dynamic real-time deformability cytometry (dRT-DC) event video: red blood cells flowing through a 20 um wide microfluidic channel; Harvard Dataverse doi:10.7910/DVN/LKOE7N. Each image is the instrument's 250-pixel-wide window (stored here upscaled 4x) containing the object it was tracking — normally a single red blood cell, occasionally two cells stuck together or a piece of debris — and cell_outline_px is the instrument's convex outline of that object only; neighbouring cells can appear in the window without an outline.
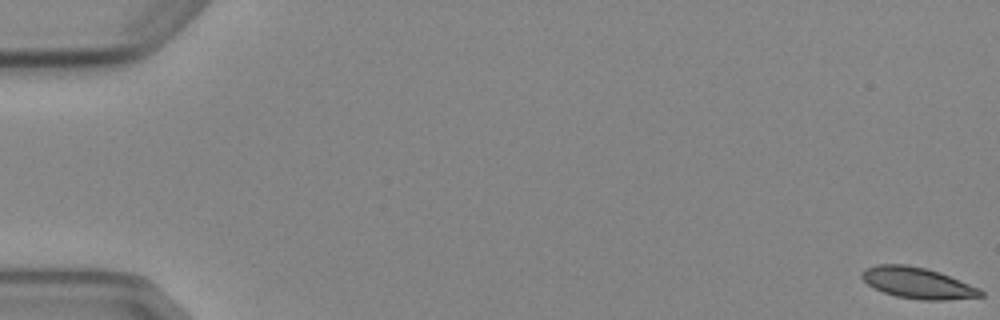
{"species": "Egyptian fruit bat (a non-hibernating species)", "species_latin": "Rousettus aegyptiacus", "temperature_condition": "cold", "stored_images_in_passage": 6, "camera_frame_rate_fps": 3000, "um_per_image_px": 0.085, "animal": {"sex": "female"}, "frame": {"image": 1, "passage_image": 1, "time_ms": 0.0, "image_size_px": [1000, 320], "cell_outline_px": [[984, 296], [944, 300], [924, 300], [896, 296], [884, 292], [868, 284], [860, 276], [860, 272], [876, 264], [904, 264], [924, 268], [940, 272], [980, 288], [984, 292]], "centroid_in_image_um": [78.02, 24.05], "position_along_channel_um": 7.0, "area_um2": 21.39}}
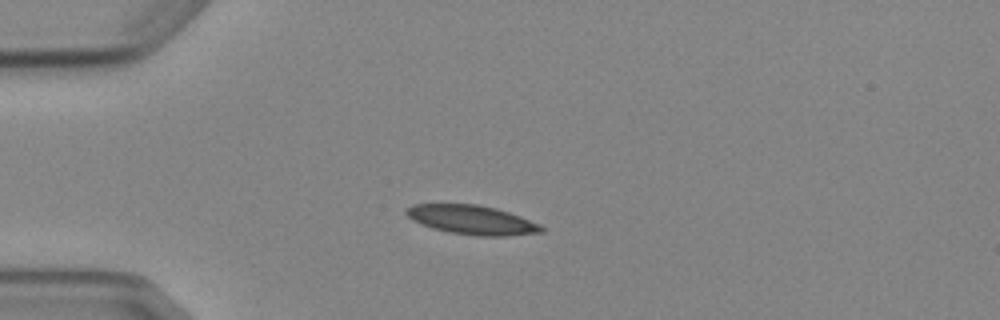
{"frame": {"image": 2, "passage_image": 5, "time_ms": 4.667, "image_size_px": [1000, 320], "cell_outline_px": [[544, 232], [508, 236], [476, 236], [448, 232], [432, 228], [420, 224], [412, 220], [404, 212], [412, 204], [476, 204], [496, 208], [520, 216], [540, 224], [544, 228]], "centroid_in_image_um": [40.12, 18.7], "position_along_channel_um": 44.9, "area_um2": 23.06}}